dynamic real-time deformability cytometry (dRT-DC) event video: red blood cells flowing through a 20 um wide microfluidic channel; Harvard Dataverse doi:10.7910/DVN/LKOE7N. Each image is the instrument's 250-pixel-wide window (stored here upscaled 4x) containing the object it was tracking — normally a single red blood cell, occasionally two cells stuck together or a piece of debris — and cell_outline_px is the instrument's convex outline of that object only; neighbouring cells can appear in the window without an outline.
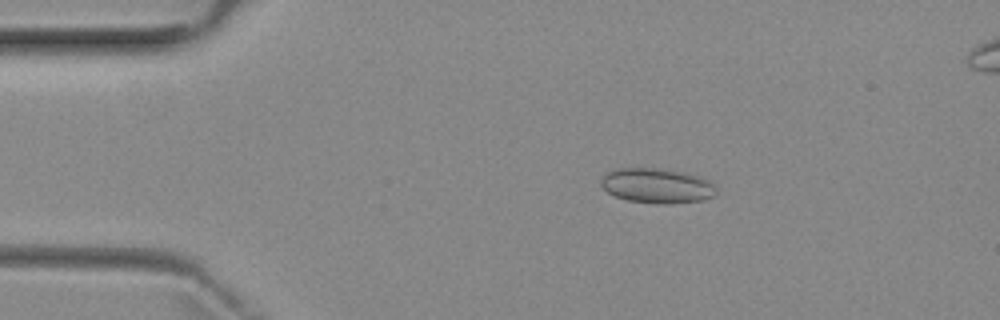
{"species": "common noctule bat (a hibernating species)", "species_latin": "Nyctalus noctula", "temperature_condition": "room temperature", "stored_images_in_passage": 8, "camera_frame_rate_fps": 3000, "um_per_image_px": 0.085, "animal": {"sex": "female", "body_mass_g": 29.2, "forearm_length_mm": 56.3}, "frame": {"image": 1, "passage_image": 2, "time_ms": 2.333, "image_size_px": [1000, 320], "cell_outline_px": [[716, 196], [704, 200], [668, 204], [656, 204], [628, 200], [616, 196], [608, 192], [600, 184], [600, 180], [604, 172], [616, 168], [660, 168], [684, 172], [708, 180], [716, 188]], "centroid_in_image_um": [55.82, 15.78], "position_along_channel_um": 29.2, "area_um2": 23.64}}
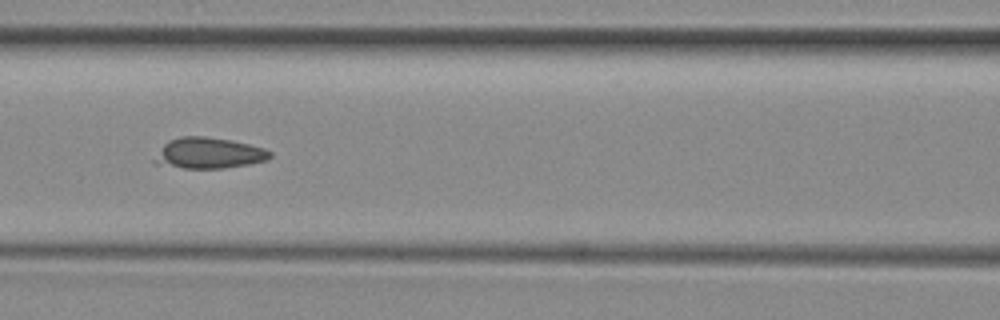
{"frame": {"image": 2, "passage_image": 6, "time_ms": 6.667, "image_size_px": [1000, 320], "cell_outline_px": [[272, 156], [268, 160], [252, 164], [224, 168], [184, 168], [152, 164], [152, 160], [164, 144], [168, 140], [180, 136], [204, 136], [232, 140], [264, 148], [272, 152]], "centroid_in_image_um": [17.74, 13.02], "position_along_channel_um": 148.9, "area_um2": 21.1}}
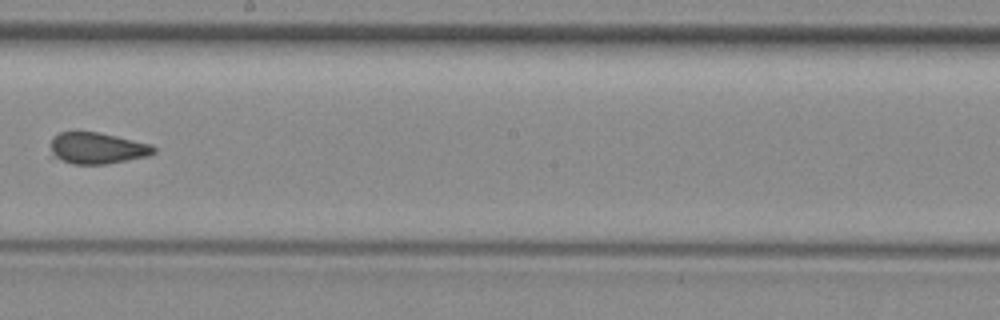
{"frame": {"image": 3, "passage_image": 8, "time_ms": 9.0, "image_size_px": [1000, 320], "cell_outline_px": [[156, 152], [148, 156], [128, 160], [104, 164], [72, 164], [56, 156], [52, 152], [52, 136], [60, 132], [96, 132], [116, 136], [152, 144], [156, 148]], "centroid_in_image_um": [8.32, 12.59], "position_along_channel_um": 239.9, "area_um2": 18.61}}